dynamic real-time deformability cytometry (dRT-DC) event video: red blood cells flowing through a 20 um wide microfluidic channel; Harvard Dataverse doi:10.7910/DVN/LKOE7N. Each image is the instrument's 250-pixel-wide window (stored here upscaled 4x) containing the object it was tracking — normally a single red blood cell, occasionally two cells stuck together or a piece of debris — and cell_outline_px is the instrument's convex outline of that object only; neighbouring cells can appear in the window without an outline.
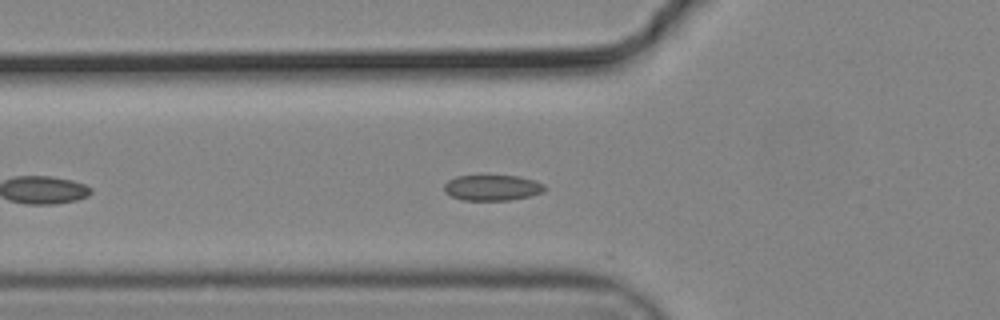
{"species": "common noctule bat (a hibernating species)", "species_latin": "Nyctalus noctula", "temperature_condition": "cold", "stored_images_in_passage": 12, "camera_frame_rate_fps": 3000, "um_per_image_px": 0.085, "animal": {"sex": "male", "body_mass_g": 19.2, "forearm_length_mm": 51.8}, "frame": {"image": 1, "passage_image": 5, "time_ms": 1.333, "image_size_px": [1000, 320], "cell_outline_px": [[548, 188], [544, 192], [532, 196], [508, 200], [464, 200], [452, 196], [444, 192], [444, 184], [448, 180], [456, 176], [520, 176], [536, 180], [544, 184]], "centroid_in_image_um": [41.9, 15.95], "position_along_channel_um": 83.9, "area_um2": 15.2}}
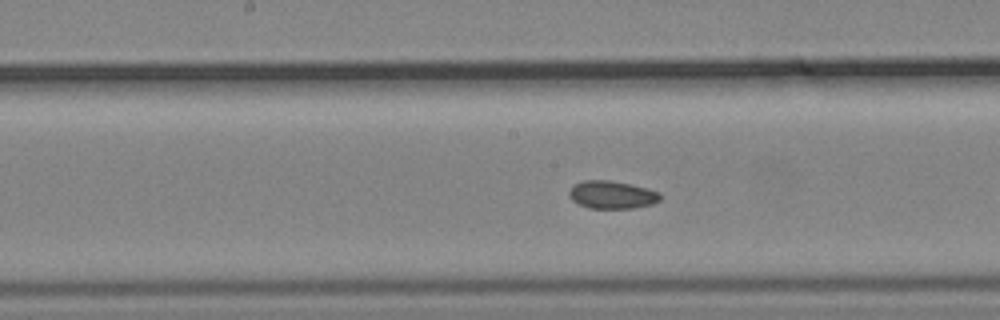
{"frame": {"image": 2, "passage_image": 11, "time_ms": 3.333, "image_size_px": [1000, 320], "cell_outline_px": [[660, 200], [652, 204], [632, 208], [588, 208], [572, 200], [568, 196], [568, 192], [572, 184], [584, 180], [608, 180], [632, 184], [648, 188], [660, 192]], "centroid_in_image_um": [51.99, 16.54], "position_along_channel_um": 196.2, "area_um2": 14.91}}